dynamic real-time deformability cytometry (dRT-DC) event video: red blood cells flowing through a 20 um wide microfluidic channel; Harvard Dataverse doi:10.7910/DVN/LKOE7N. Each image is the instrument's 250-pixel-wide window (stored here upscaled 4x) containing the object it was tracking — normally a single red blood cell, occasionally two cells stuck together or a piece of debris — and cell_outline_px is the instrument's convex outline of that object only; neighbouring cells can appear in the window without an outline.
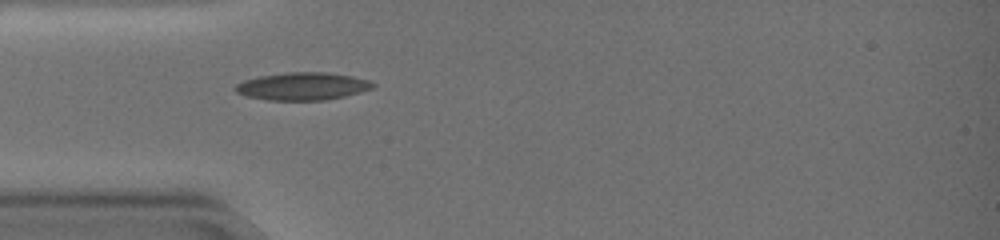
{"species": "common noctule bat (a hibernating species)", "species_latin": "Nyctalus noctula", "temperature_condition": "warm", "stored_images_in_passage": 40, "camera_frame_rate_fps": 3000, "um_per_image_px": 0.085, "animal": {"sex": "female", "body_mass_g": 19.0, "forearm_length_mm": 51.5}, "frame": {"image": 1, "passage_image": 1, "time_ms": 0.0, "image_size_px": [1000, 240], "cell_outline_px": [[376, 84], [372, 88], [360, 92], [344, 96], [324, 100], [264, 100], [244, 96], [236, 92], [232, 88], [236, 84], [244, 80], [260, 76], [288, 72], [328, 72], [352, 76], [368, 80]], "centroid_in_image_um": [25.67, 7.33], "position_along_channel_um": 59.3, "area_um2": 22.25}}
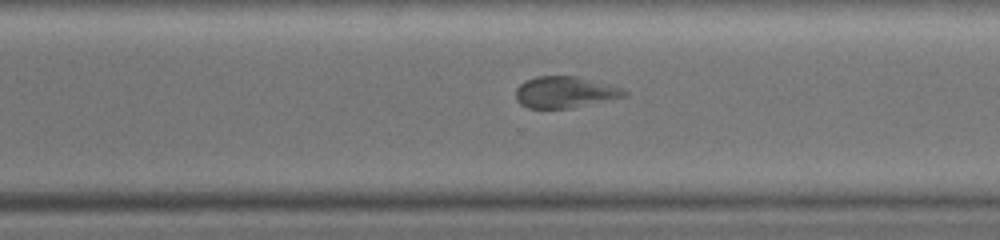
{"frame": {"image": 2, "passage_image": 24, "time_ms": 7.667, "image_size_px": [1000, 240], "cell_outline_px": [[628, 96], [568, 108], [528, 108], [520, 104], [516, 100], [516, 88], [520, 84], [536, 76], [576, 76], [620, 88], [628, 92]], "centroid_in_image_um": [47.98, 7.84], "position_along_channel_um": 322.6, "area_um2": 19.54}}
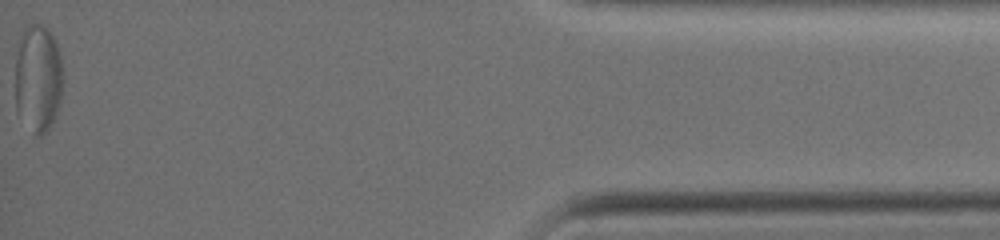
{"frame": {"image": 3, "passage_image": 40, "time_ms": 13.0, "image_size_px": [1000, 240], "cell_outline_px": [[64, 76], [60, 100], [56, 116], [48, 132], [40, 136], [36, 136], [16, 108], [16, 60], [20, 32], [24, 24], [44, 24], [48, 28], [56, 40], [60, 52]], "centroid_in_image_um": [3.27, 6.59], "position_along_channel_um": 431.9, "area_um2": 30.63}}